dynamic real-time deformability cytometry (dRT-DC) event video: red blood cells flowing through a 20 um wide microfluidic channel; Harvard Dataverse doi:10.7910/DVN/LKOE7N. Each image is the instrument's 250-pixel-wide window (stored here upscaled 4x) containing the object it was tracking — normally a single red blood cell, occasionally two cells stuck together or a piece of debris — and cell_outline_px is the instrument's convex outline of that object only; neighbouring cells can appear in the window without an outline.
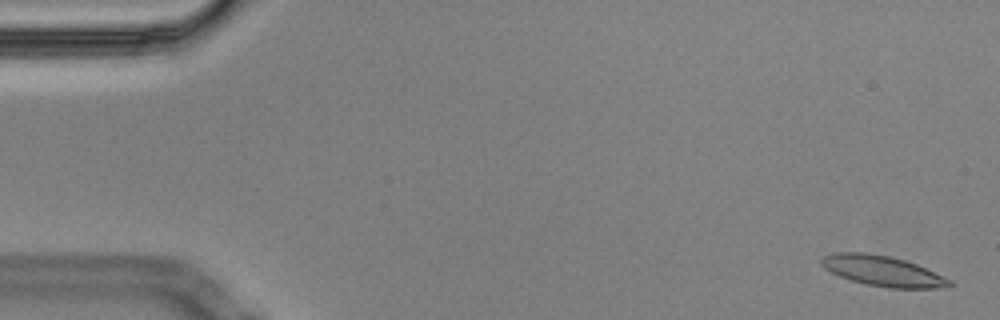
{"species": "Egyptian fruit bat (a non-hibernating species)", "species_latin": "Rousettus aegyptiacus", "temperature_condition": "cold", "stored_images_in_passage": 58, "camera_frame_rate_fps": 3000, "um_per_image_px": 0.085, "animal": {"sex": "male"}, "frame": {"image": 1, "passage_image": 2, "time_ms": 0.333, "image_size_px": [1000, 320], "cell_outline_px": [[956, 284], [948, 288], [888, 288], [868, 284], [852, 280], [840, 276], [824, 268], [820, 264], [820, 260], [824, 256], [832, 252], [864, 252], [888, 256], [904, 260], [916, 264], [952, 280]], "centroid_in_image_um": [75.05, 23.03], "position_along_channel_um": 9.9, "area_um2": 22.66}}
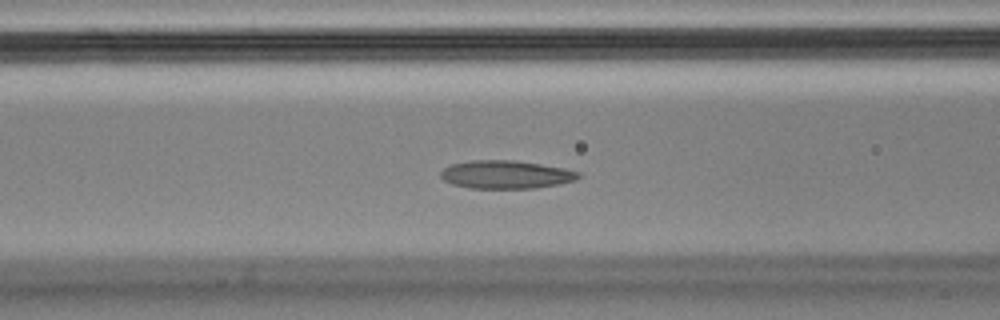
{"frame": {"image": 2, "passage_image": 23, "time_ms": 7.333, "image_size_px": [1000, 320], "cell_outline_px": [[580, 176], [576, 180], [560, 184], [536, 188], [468, 188], [452, 184], [444, 180], [440, 176], [440, 172], [444, 168], [452, 164], [472, 160], [516, 160], [564, 168], [580, 172]], "centroid_in_image_um": [43.01, 14.84], "position_along_channel_um": 123.6, "area_um2": 22.66}}
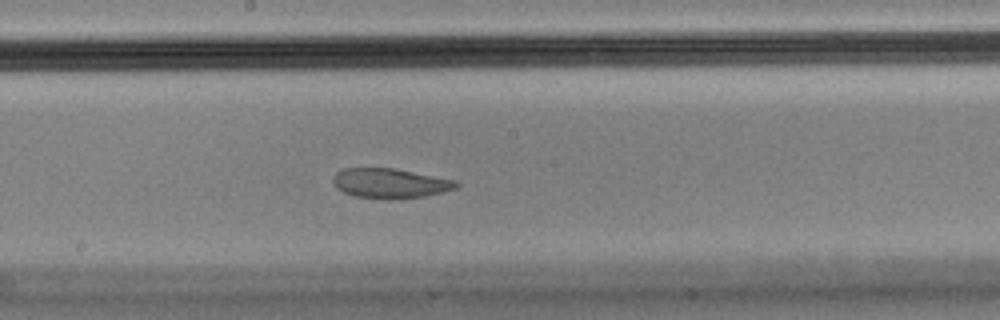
{"frame": {"image": 3, "passage_image": 31, "time_ms": 10.0, "image_size_px": [1000, 320], "cell_outline_px": [[460, 184], [456, 188], [444, 192], [424, 196], [392, 200], [388, 200], [352, 196], [336, 188], [332, 184], [332, 176], [336, 172], [344, 168], [396, 168], [460, 180]], "centroid_in_image_um": [33.18, 15.58], "position_along_channel_um": 215.0, "area_um2": 22.08}, "authors_computed_cell_mechanics": {"area_um2": 23.2356, "velocity_mm_per_s": 3.4301, "shape_relaxation_time_tau1_ms": null, "shape_relaxation_time_tau2_ms": 1.8683, "deformation_change_tau1": null, "deformation_change_tau2": 0.0704}}